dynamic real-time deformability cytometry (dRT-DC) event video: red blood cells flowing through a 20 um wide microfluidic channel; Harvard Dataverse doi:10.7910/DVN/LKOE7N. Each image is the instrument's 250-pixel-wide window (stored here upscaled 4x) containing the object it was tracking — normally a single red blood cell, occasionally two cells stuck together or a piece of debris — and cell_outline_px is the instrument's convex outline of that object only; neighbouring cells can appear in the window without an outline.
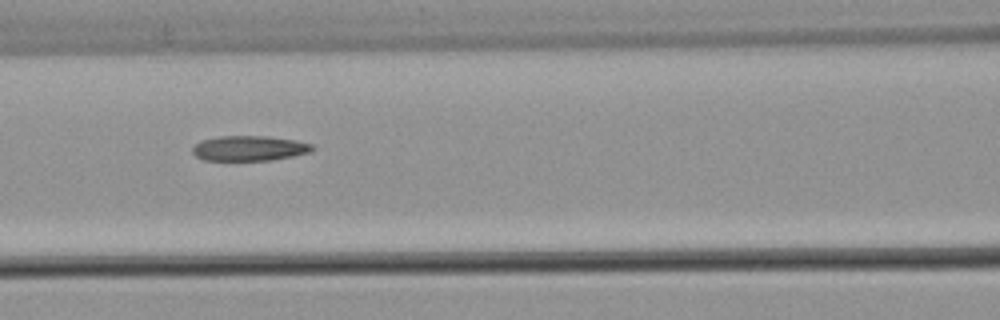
{"species": "common noctule bat (a hibernating species)", "species_latin": "Nyctalus noctula", "temperature_condition": "warm", "stored_images_in_passage": 7, "camera_frame_rate_fps": 3000, "um_per_image_px": 0.085, "animal": {"sex": "male", "body_mass_g": 21.5, "forearm_length_mm": 52.0}, "frame": {"image": 1, "passage_image": 5, "time_ms": 1.333, "image_size_px": [1000, 320], "cell_outline_px": [[316, 148], [312, 152], [272, 160], [204, 160], [196, 156], [192, 152], [192, 148], [200, 140], [220, 136], [268, 136], [296, 140], [312, 144]], "centroid_in_image_um": [21.22, 12.6], "position_along_channel_um": 145.4, "area_um2": 17.63}}